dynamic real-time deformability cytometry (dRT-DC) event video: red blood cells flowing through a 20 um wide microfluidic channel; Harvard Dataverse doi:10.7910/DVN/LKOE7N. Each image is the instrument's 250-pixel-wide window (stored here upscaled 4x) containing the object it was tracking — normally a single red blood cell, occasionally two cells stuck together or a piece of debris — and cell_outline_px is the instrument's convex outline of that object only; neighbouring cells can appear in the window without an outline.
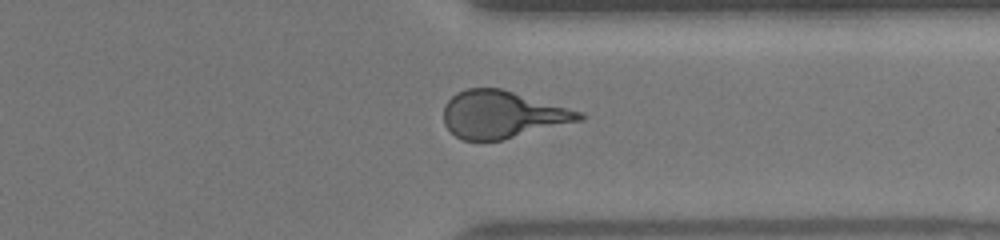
{"species": "human", "species_latin": "Homo sapiens", "temperature_condition": "warm", "stored_images_in_passage": 47, "camera_frame_rate_fps": 3000, "um_per_image_px": 0.085, "donor": {"sex": "female"}, "frame": {"image": 1, "passage_image": 40, "time_ms": 13.0, "image_size_px": [1000, 240], "cell_outline_px": [[584, 120], [500, 140], [464, 140], [456, 136], [444, 124], [444, 104], [456, 92], [464, 88], [500, 88], [584, 112]], "centroid_in_image_um": [42.7, 9.72], "position_along_channel_um": 368.7, "area_um2": 37.28}}